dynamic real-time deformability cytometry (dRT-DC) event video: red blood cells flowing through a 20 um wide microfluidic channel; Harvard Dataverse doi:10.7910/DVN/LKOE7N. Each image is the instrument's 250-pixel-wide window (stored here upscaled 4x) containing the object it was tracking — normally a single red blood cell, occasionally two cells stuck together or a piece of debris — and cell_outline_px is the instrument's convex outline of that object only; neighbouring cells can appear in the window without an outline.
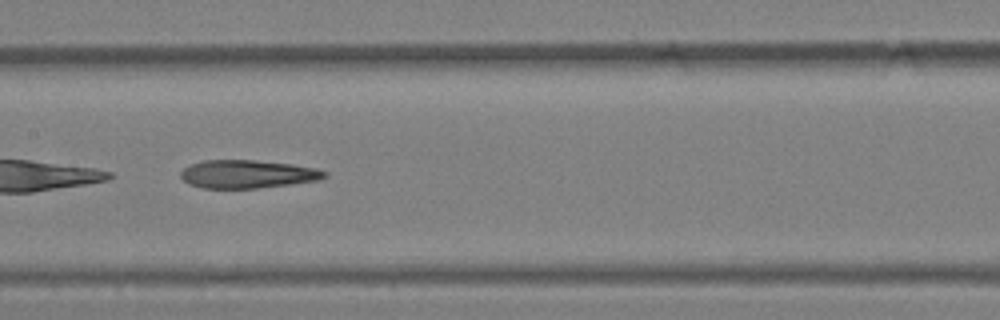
{"species": "Egyptian fruit bat (a non-hibernating species)", "species_latin": "Rousettus aegyptiacus", "temperature_condition": "warm", "stored_images_in_passage": 32, "camera_frame_rate_fps": 3000, "um_per_image_px": 0.085, "animal": {"sex": "female"}, "frame": {"image": 1, "passage_image": 10, "time_ms": 3.0, "image_size_px": [1000, 320], "cell_outline_px": [[328, 176], [320, 180], [256, 188], [204, 188], [188, 184], [180, 176], [180, 172], [184, 168], [192, 164], [204, 160], [256, 160], [292, 164], [316, 168], [328, 172]], "centroid_in_image_um": [21.05, 14.79], "position_along_channel_um": 186.3, "area_um2": 23.58}}